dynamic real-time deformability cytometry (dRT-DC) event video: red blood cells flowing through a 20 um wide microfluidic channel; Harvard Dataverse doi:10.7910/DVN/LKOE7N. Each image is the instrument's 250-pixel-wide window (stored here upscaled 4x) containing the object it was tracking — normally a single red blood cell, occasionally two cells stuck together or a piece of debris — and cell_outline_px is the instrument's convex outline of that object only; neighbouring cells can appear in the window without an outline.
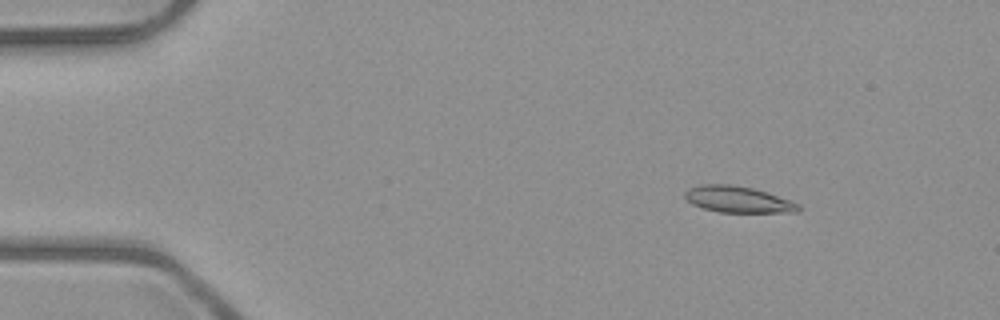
{"species": "common noctule bat (a hibernating species)", "species_latin": "Nyctalus noctula", "temperature_condition": "room temperature", "stored_images_in_passage": 5, "camera_frame_rate_fps": 3000, "um_per_image_px": 0.085, "animal": {"sex": "male", "body_mass_g": 23.1, "forearm_length_mm": 52.7}, "frame": {"image": 1, "passage_image": 2, "time_ms": 1.0, "image_size_px": [1000, 320], "cell_outline_px": [[800, 208], [796, 212], [720, 212], [704, 208], [692, 204], [684, 196], [684, 192], [700, 184], [728, 184], [752, 188], [792, 200], [800, 204]], "centroid_in_image_um": [62.75, 16.95], "position_along_channel_um": 22.3, "area_um2": 17.22}}
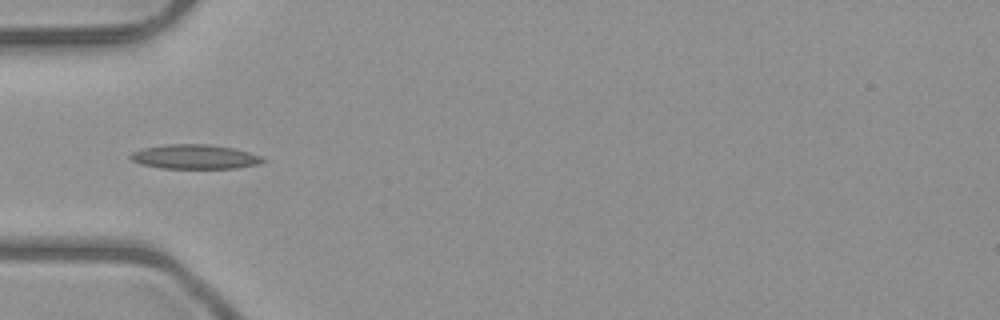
{"frame": {"image": 2, "passage_image": 5, "time_ms": 4.333, "image_size_px": [1000, 320], "cell_outline_px": [[268, 160], [256, 164], [236, 168], [160, 168], [140, 164], [132, 160], [128, 156], [132, 152], [144, 148], [168, 144], [208, 144], [232, 148], [248, 152], [260, 156]], "centroid_in_image_um": [16.53, 13.33], "position_along_channel_um": 68.5, "area_um2": 18.67}}